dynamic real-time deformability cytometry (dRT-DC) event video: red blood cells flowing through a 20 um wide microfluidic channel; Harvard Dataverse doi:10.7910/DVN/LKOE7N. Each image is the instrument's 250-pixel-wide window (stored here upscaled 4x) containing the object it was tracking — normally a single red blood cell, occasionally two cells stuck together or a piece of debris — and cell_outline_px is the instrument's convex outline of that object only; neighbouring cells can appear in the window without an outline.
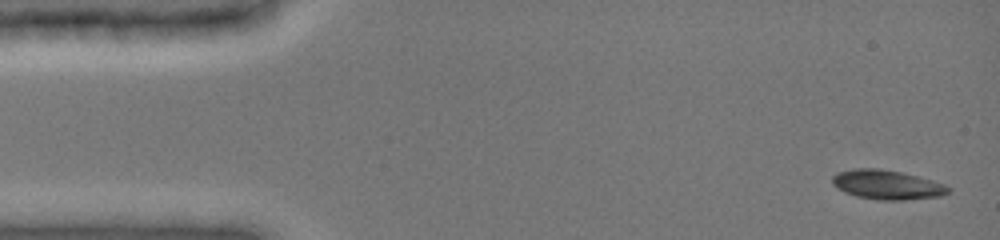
{"species": "common noctule bat (a hibernating species)", "species_latin": "Nyctalus noctula", "temperature_condition": "cold", "stored_images_in_passage": 37, "camera_frame_rate_fps": 3000, "um_per_image_px": 0.085, "animal": {"sex": "female", "body_mass_g": 19.0, "forearm_length_mm": 51.5}, "frame": {"image": 1, "passage_image": 1, "time_ms": 0.0, "image_size_px": [1000, 240], "cell_outline_px": [[948, 192], [940, 196], [900, 200], [884, 200], [856, 196], [844, 192], [832, 184], [832, 176], [840, 172], [860, 168], [876, 168], [900, 172], [916, 176], [940, 184], [948, 188]], "centroid_in_image_um": [75.32, 15.7], "position_along_channel_um": 9.7, "area_um2": 19.13}}
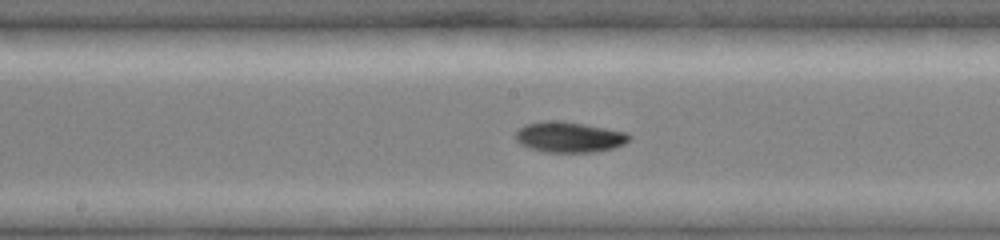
{"frame": {"image": 2, "passage_image": 18, "time_ms": 5.667, "image_size_px": [1000, 240], "cell_outline_px": [[632, 136], [624, 144], [612, 148], [592, 152], [544, 152], [528, 148], [520, 144], [516, 140], [516, 132], [524, 124], [548, 120], [560, 120], [584, 124], [628, 132]], "centroid_in_image_um": [48.37, 11.64], "position_along_channel_um": 199.8, "area_um2": 20.35}}
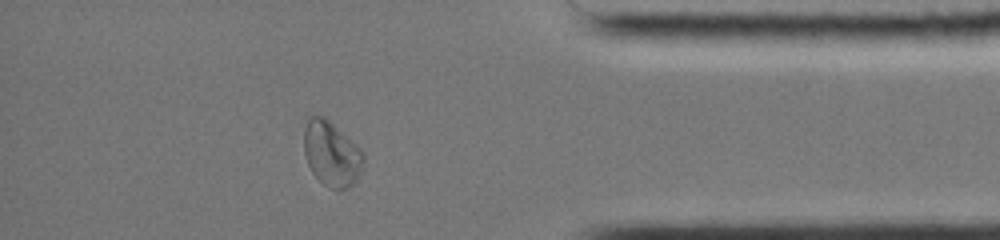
{"frame": {"image": 3, "passage_image": 32, "time_ms": 10.333, "image_size_px": [1000, 240], "cell_outline_px": [[364, 160], [360, 172], [356, 180], [348, 188], [328, 188], [312, 172], [308, 164], [304, 152], [304, 128], [308, 116], [324, 116], [356, 144], [360, 148], [364, 156]], "centroid_in_image_um": [28.17, 13.05], "position_along_channel_um": 407.0, "area_um2": 22.31}}